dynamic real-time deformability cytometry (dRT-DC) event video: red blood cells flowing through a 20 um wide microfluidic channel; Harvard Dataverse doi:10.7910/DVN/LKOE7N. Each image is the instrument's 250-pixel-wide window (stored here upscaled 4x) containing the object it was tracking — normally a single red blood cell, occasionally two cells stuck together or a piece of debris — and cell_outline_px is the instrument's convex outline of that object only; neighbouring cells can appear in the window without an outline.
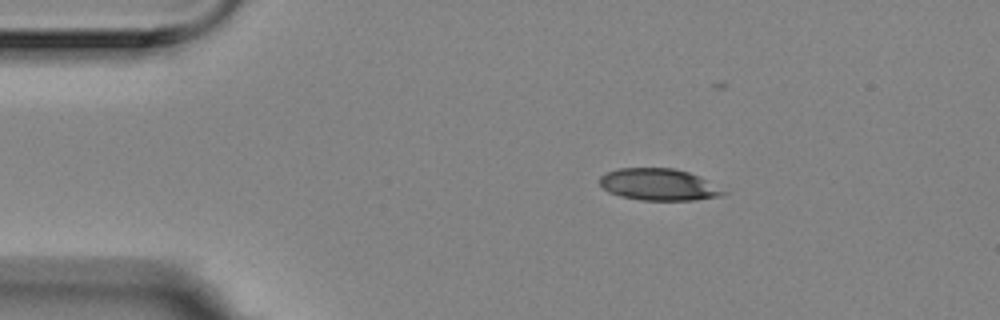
{"species": "Egyptian fruit bat (a non-hibernating species)", "species_latin": "Rousettus aegyptiacus", "temperature_condition": "room temperature", "stored_images_in_passage": 38, "camera_frame_rate_fps": 3000, "um_per_image_px": 0.085, "animal": {"sex": "female"}, "frame": {"image": 1, "passage_image": 1, "time_ms": 0.0, "image_size_px": [1000, 320], "cell_outline_px": [[728, 192], [720, 196], [692, 200], [640, 200], [620, 196], [608, 192], [600, 184], [600, 176], [616, 168], [672, 168], [688, 172], [700, 176]], "centroid_in_image_um": [55.98, 15.68], "position_along_channel_um": 29.0, "area_um2": 22.89}}
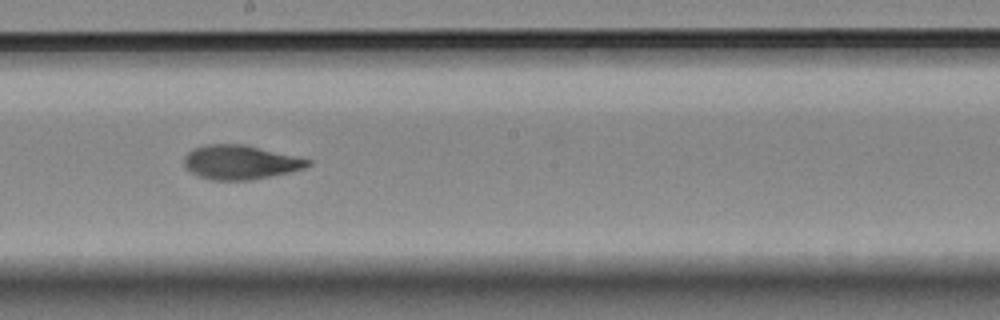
{"frame": {"image": 2, "passage_image": 22, "time_ms": 7.0, "image_size_px": [1000, 320], "cell_outline_px": [[312, 164], [304, 168], [288, 172], [252, 180], [208, 180], [196, 176], [184, 168], [184, 156], [192, 148], [204, 144], [244, 144], [296, 156], [312, 160]], "centroid_in_image_um": [20.37, 13.79], "position_along_channel_um": 227.8, "area_um2": 24.91}}
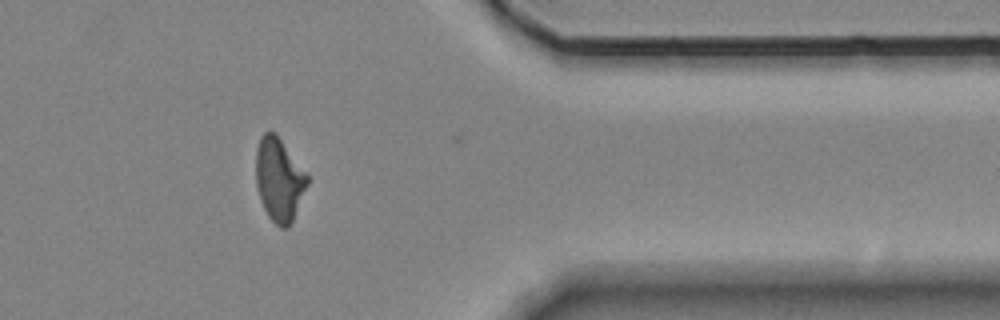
{"frame": {"image": 3, "passage_image": 37, "time_ms": 12.0, "image_size_px": [1000, 320], "cell_outline_px": [[308, 184], [292, 220], [288, 228], [280, 228], [268, 216], [260, 200], [256, 184], [256, 148], [260, 136], [264, 132], [276, 132], [308, 176]], "centroid_in_image_um": [23.7, 15.24], "position_along_channel_um": 387.7, "area_um2": 24.8}, "authors_computed_cell_mechanics": {"area_um2": 24.7673, "velocity_mm_per_s": 3.547, "shape_relaxation_time_tau1_ms": 5.7171, "shape_relaxation_time_tau2_ms": 2.1229, "deformation_change_tau1": 0.1858, "deformation_change_tau2": 0.0852}}